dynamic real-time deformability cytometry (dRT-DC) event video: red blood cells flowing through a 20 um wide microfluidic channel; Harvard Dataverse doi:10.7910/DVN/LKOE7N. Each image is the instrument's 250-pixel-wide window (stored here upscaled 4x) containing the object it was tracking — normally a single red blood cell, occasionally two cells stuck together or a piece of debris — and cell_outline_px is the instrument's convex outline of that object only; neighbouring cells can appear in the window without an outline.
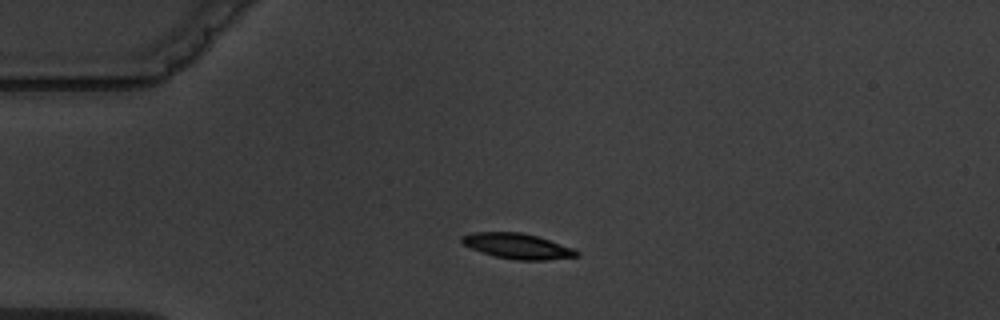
{"species": "common noctule bat (a hibernating species)", "species_latin": "Nyctalus noctula", "temperature_condition": "warm", "stored_images_in_passage": 3, "camera_frame_rate_fps": 3000, "um_per_image_px": 0.085, "animal": {"sex": "male", "body_mass_g": 19.5, "forearm_length_mm": 54.6}, "frame": {"image": 1, "passage_image": 1, "time_ms": 0.0, "image_size_px": [1000, 320], "cell_outline_px": [[580, 256], [548, 260], [516, 260], [496, 256], [472, 248], [464, 244], [460, 240], [460, 236], [472, 232], [520, 232], [536, 236], [572, 248], [580, 252]], "centroid_in_image_um": [43.99, 20.92], "position_along_channel_um": 41.0, "area_um2": 16.76}}
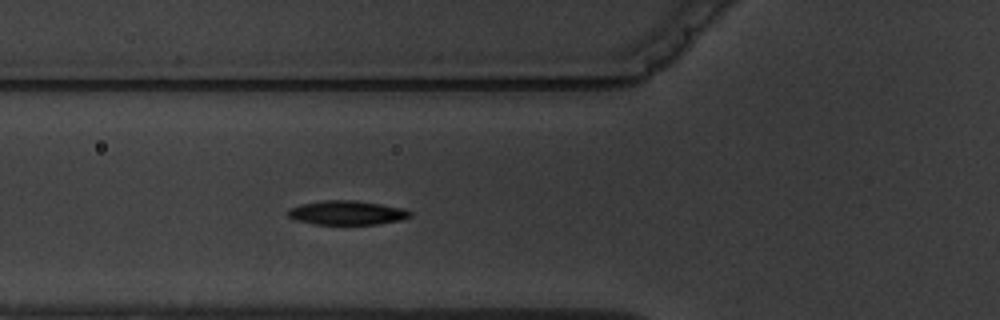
{"frame": {"image": 2, "passage_image": 3, "time_ms": 2.333, "image_size_px": [1000, 320], "cell_outline_px": [[412, 216], [400, 220], [376, 224], [316, 224], [296, 220], [288, 216], [288, 208], [300, 204], [324, 200], [356, 200], [404, 208], [412, 212]], "centroid_in_image_um": [29.49, 18.07], "position_along_channel_um": 96.3, "area_um2": 17.17}}